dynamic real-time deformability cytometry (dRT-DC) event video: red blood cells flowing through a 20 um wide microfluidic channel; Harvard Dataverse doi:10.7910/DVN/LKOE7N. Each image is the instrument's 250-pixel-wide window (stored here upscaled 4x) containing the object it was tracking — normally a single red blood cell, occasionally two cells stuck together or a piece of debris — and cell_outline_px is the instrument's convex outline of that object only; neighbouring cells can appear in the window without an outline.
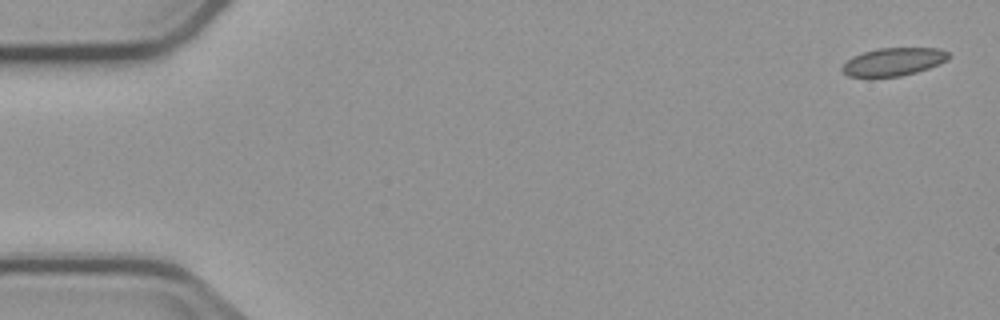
{"species": "common noctule bat (a hibernating species)", "species_latin": "Nyctalus noctula", "temperature_condition": "cold", "stored_images_in_passage": 6, "segment_of_instrument_passage": [2, 2], "camera_frame_rate_fps": 3000, "um_per_image_px": 0.085, "animal": {"sex": "male", "body_mass_g": 23.1, "forearm_length_mm": 52.7}, "frame": {"image": 1, "passage_image": 6, "time_ms": 6.667, "image_size_px": [1000, 320], "cell_outline_px": [[952, 56], [948, 60], [940, 64], [916, 72], [900, 76], [848, 76], [840, 68], [852, 56], [864, 52], [880, 48], [940, 48], [948, 52]], "centroid_in_image_um": [76.0, 5.23], "position_along_channel_um": 9.0, "area_um2": 17.22}}